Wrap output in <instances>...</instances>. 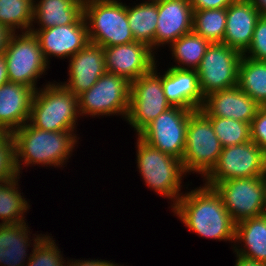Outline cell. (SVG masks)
<instances>
[{
  "mask_svg": "<svg viewBox=\"0 0 266 266\" xmlns=\"http://www.w3.org/2000/svg\"><path fill=\"white\" fill-rule=\"evenodd\" d=\"M172 209L189 231L206 239L235 244L236 223L213 187L204 184L186 192Z\"/></svg>",
  "mask_w": 266,
  "mask_h": 266,
  "instance_id": "cell-1",
  "label": "cell"
},
{
  "mask_svg": "<svg viewBox=\"0 0 266 266\" xmlns=\"http://www.w3.org/2000/svg\"><path fill=\"white\" fill-rule=\"evenodd\" d=\"M74 132L45 131L33 127L29 122L15 130L12 136L18 175L22 170L21 165L25 164V166L41 164L47 167L49 165L55 168L65 165L79 139Z\"/></svg>",
  "mask_w": 266,
  "mask_h": 266,
  "instance_id": "cell-2",
  "label": "cell"
},
{
  "mask_svg": "<svg viewBox=\"0 0 266 266\" xmlns=\"http://www.w3.org/2000/svg\"><path fill=\"white\" fill-rule=\"evenodd\" d=\"M79 115L78 97L61 83L48 82L35 91L28 122L45 131H74Z\"/></svg>",
  "mask_w": 266,
  "mask_h": 266,
  "instance_id": "cell-3",
  "label": "cell"
},
{
  "mask_svg": "<svg viewBox=\"0 0 266 266\" xmlns=\"http://www.w3.org/2000/svg\"><path fill=\"white\" fill-rule=\"evenodd\" d=\"M83 16L90 43L105 48L135 41L127 18V5L120 0H84Z\"/></svg>",
  "mask_w": 266,
  "mask_h": 266,
  "instance_id": "cell-4",
  "label": "cell"
},
{
  "mask_svg": "<svg viewBox=\"0 0 266 266\" xmlns=\"http://www.w3.org/2000/svg\"><path fill=\"white\" fill-rule=\"evenodd\" d=\"M136 144L137 167L142 179L158 195L172 200L173 207L183 195L181 181L186 173L182 161L153 148L139 137Z\"/></svg>",
  "mask_w": 266,
  "mask_h": 266,
  "instance_id": "cell-5",
  "label": "cell"
},
{
  "mask_svg": "<svg viewBox=\"0 0 266 266\" xmlns=\"http://www.w3.org/2000/svg\"><path fill=\"white\" fill-rule=\"evenodd\" d=\"M211 121L200 111L189 116L182 164L185 173H199L204 178L217 163L222 152Z\"/></svg>",
  "mask_w": 266,
  "mask_h": 266,
  "instance_id": "cell-6",
  "label": "cell"
},
{
  "mask_svg": "<svg viewBox=\"0 0 266 266\" xmlns=\"http://www.w3.org/2000/svg\"><path fill=\"white\" fill-rule=\"evenodd\" d=\"M131 82L112 73H104L87 91L78 96L80 116L121 115L126 119Z\"/></svg>",
  "mask_w": 266,
  "mask_h": 266,
  "instance_id": "cell-7",
  "label": "cell"
},
{
  "mask_svg": "<svg viewBox=\"0 0 266 266\" xmlns=\"http://www.w3.org/2000/svg\"><path fill=\"white\" fill-rule=\"evenodd\" d=\"M9 82L37 88V79L49 65L41 51L37 37L32 32L13 33L4 51Z\"/></svg>",
  "mask_w": 266,
  "mask_h": 266,
  "instance_id": "cell-8",
  "label": "cell"
},
{
  "mask_svg": "<svg viewBox=\"0 0 266 266\" xmlns=\"http://www.w3.org/2000/svg\"><path fill=\"white\" fill-rule=\"evenodd\" d=\"M266 155L254 142L227 146L222 149L217 163L203 178L207 186L213 187L229 179L265 176Z\"/></svg>",
  "mask_w": 266,
  "mask_h": 266,
  "instance_id": "cell-9",
  "label": "cell"
},
{
  "mask_svg": "<svg viewBox=\"0 0 266 266\" xmlns=\"http://www.w3.org/2000/svg\"><path fill=\"white\" fill-rule=\"evenodd\" d=\"M157 71L155 65L150 72L131 82L126 121L137 135L162 112L172 107L164 94L162 75Z\"/></svg>",
  "mask_w": 266,
  "mask_h": 266,
  "instance_id": "cell-10",
  "label": "cell"
},
{
  "mask_svg": "<svg viewBox=\"0 0 266 266\" xmlns=\"http://www.w3.org/2000/svg\"><path fill=\"white\" fill-rule=\"evenodd\" d=\"M243 54L223 43H212L196 69L203 96L238 84V67Z\"/></svg>",
  "mask_w": 266,
  "mask_h": 266,
  "instance_id": "cell-11",
  "label": "cell"
},
{
  "mask_svg": "<svg viewBox=\"0 0 266 266\" xmlns=\"http://www.w3.org/2000/svg\"><path fill=\"white\" fill-rule=\"evenodd\" d=\"M193 110L172 106L149 123L137 136L148 145L183 159L189 116Z\"/></svg>",
  "mask_w": 266,
  "mask_h": 266,
  "instance_id": "cell-12",
  "label": "cell"
},
{
  "mask_svg": "<svg viewBox=\"0 0 266 266\" xmlns=\"http://www.w3.org/2000/svg\"><path fill=\"white\" fill-rule=\"evenodd\" d=\"M213 188L236 224L264 215V176L220 181Z\"/></svg>",
  "mask_w": 266,
  "mask_h": 266,
  "instance_id": "cell-13",
  "label": "cell"
},
{
  "mask_svg": "<svg viewBox=\"0 0 266 266\" xmlns=\"http://www.w3.org/2000/svg\"><path fill=\"white\" fill-rule=\"evenodd\" d=\"M30 32L37 37L47 63L51 56L70 59L89 43L87 25L83 15L74 24L48 29H35L33 24Z\"/></svg>",
  "mask_w": 266,
  "mask_h": 266,
  "instance_id": "cell-14",
  "label": "cell"
},
{
  "mask_svg": "<svg viewBox=\"0 0 266 266\" xmlns=\"http://www.w3.org/2000/svg\"><path fill=\"white\" fill-rule=\"evenodd\" d=\"M103 51L107 72L122 76L130 82L150 72L157 64L156 52L137 41L105 47Z\"/></svg>",
  "mask_w": 266,
  "mask_h": 266,
  "instance_id": "cell-15",
  "label": "cell"
},
{
  "mask_svg": "<svg viewBox=\"0 0 266 266\" xmlns=\"http://www.w3.org/2000/svg\"><path fill=\"white\" fill-rule=\"evenodd\" d=\"M259 108L254 99L234 86L205 96L200 111L206 117L229 118L251 124Z\"/></svg>",
  "mask_w": 266,
  "mask_h": 266,
  "instance_id": "cell-16",
  "label": "cell"
},
{
  "mask_svg": "<svg viewBox=\"0 0 266 266\" xmlns=\"http://www.w3.org/2000/svg\"><path fill=\"white\" fill-rule=\"evenodd\" d=\"M69 80L61 84L75 96L89 90L107 72L103 47L88 43L69 61Z\"/></svg>",
  "mask_w": 266,
  "mask_h": 266,
  "instance_id": "cell-17",
  "label": "cell"
},
{
  "mask_svg": "<svg viewBox=\"0 0 266 266\" xmlns=\"http://www.w3.org/2000/svg\"><path fill=\"white\" fill-rule=\"evenodd\" d=\"M193 11L189 0L158 1L155 49L165 44L169 46L181 36L192 32Z\"/></svg>",
  "mask_w": 266,
  "mask_h": 266,
  "instance_id": "cell-18",
  "label": "cell"
},
{
  "mask_svg": "<svg viewBox=\"0 0 266 266\" xmlns=\"http://www.w3.org/2000/svg\"><path fill=\"white\" fill-rule=\"evenodd\" d=\"M35 90L27 85L7 82L0 86V129L13 133L29 121Z\"/></svg>",
  "mask_w": 266,
  "mask_h": 266,
  "instance_id": "cell-19",
  "label": "cell"
},
{
  "mask_svg": "<svg viewBox=\"0 0 266 266\" xmlns=\"http://www.w3.org/2000/svg\"><path fill=\"white\" fill-rule=\"evenodd\" d=\"M164 73L162 86L170 105L193 111L200 110L204 103V96L196 70L170 67Z\"/></svg>",
  "mask_w": 266,
  "mask_h": 266,
  "instance_id": "cell-20",
  "label": "cell"
},
{
  "mask_svg": "<svg viewBox=\"0 0 266 266\" xmlns=\"http://www.w3.org/2000/svg\"><path fill=\"white\" fill-rule=\"evenodd\" d=\"M260 17V13L249 0H235L226 8L223 44L243 54L251 44L253 32Z\"/></svg>",
  "mask_w": 266,
  "mask_h": 266,
  "instance_id": "cell-21",
  "label": "cell"
},
{
  "mask_svg": "<svg viewBox=\"0 0 266 266\" xmlns=\"http://www.w3.org/2000/svg\"><path fill=\"white\" fill-rule=\"evenodd\" d=\"M84 0H34L33 23L39 29L74 24L83 15Z\"/></svg>",
  "mask_w": 266,
  "mask_h": 266,
  "instance_id": "cell-22",
  "label": "cell"
},
{
  "mask_svg": "<svg viewBox=\"0 0 266 266\" xmlns=\"http://www.w3.org/2000/svg\"><path fill=\"white\" fill-rule=\"evenodd\" d=\"M236 242H243L244 248H239ZM234 245L235 254L266 263V215L238 222Z\"/></svg>",
  "mask_w": 266,
  "mask_h": 266,
  "instance_id": "cell-23",
  "label": "cell"
},
{
  "mask_svg": "<svg viewBox=\"0 0 266 266\" xmlns=\"http://www.w3.org/2000/svg\"><path fill=\"white\" fill-rule=\"evenodd\" d=\"M28 228V229H27ZM30 228L26 222L19 224L0 223V265L25 266L30 258L26 249L30 248ZM29 232V233H28ZM26 257L28 258L27 260Z\"/></svg>",
  "mask_w": 266,
  "mask_h": 266,
  "instance_id": "cell-24",
  "label": "cell"
},
{
  "mask_svg": "<svg viewBox=\"0 0 266 266\" xmlns=\"http://www.w3.org/2000/svg\"><path fill=\"white\" fill-rule=\"evenodd\" d=\"M127 18L134 40L146 44L154 51L158 1H144L133 7L127 6Z\"/></svg>",
  "mask_w": 266,
  "mask_h": 266,
  "instance_id": "cell-25",
  "label": "cell"
},
{
  "mask_svg": "<svg viewBox=\"0 0 266 266\" xmlns=\"http://www.w3.org/2000/svg\"><path fill=\"white\" fill-rule=\"evenodd\" d=\"M237 86L260 106H266V61L242 56L238 67Z\"/></svg>",
  "mask_w": 266,
  "mask_h": 266,
  "instance_id": "cell-26",
  "label": "cell"
},
{
  "mask_svg": "<svg viewBox=\"0 0 266 266\" xmlns=\"http://www.w3.org/2000/svg\"><path fill=\"white\" fill-rule=\"evenodd\" d=\"M210 44L209 41L193 31L181 36L170 45L172 57L178 63L171 67L196 70Z\"/></svg>",
  "mask_w": 266,
  "mask_h": 266,
  "instance_id": "cell-27",
  "label": "cell"
},
{
  "mask_svg": "<svg viewBox=\"0 0 266 266\" xmlns=\"http://www.w3.org/2000/svg\"><path fill=\"white\" fill-rule=\"evenodd\" d=\"M18 179V180H17ZM19 176L0 182V220L1 224H19L25 222L24 213L30 205L19 191ZM18 189V190H17Z\"/></svg>",
  "mask_w": 266,
  "mask_h": 266,
  "instance_id": "cell-28",
  "label": "cell"
},
{
  "mask_svg": "<svg viewBox=\"0 0 266 266\" xmlns=\"http://www.w3.org/2000/svg\"><path fill=\"white\" fill-rule=\"evenodd\" d=\"M226 28V8L193 11L192 31L212 43H223Z\"/></svg>",
  "mask_w": 266,
  "mask_h": 266,
  "instance_id": "cell-29",
  "label": "cell"
},
{
  "mask_svg": "<svg viewBox=\"0 0 266 266\" xmlns=\"http://www.w3.org/2000/svg\"><path fill=\"white\" fill-rule=\"evenodd\" d=\"M34 0H0V24L13 33L29 32L33 26Z\"/></svg>",
  "mask_w": 266,
  "mask_h": 266,
  "instance_id": "cell-30",
  "label": "cell"
},
{
  "mask_svg": "<svg viewBox=\"0 0 266 266\" xmlns=\"http://www.w3.org/2000/svg\"><path fill=\"white\" fill-rule=\"evenodd\" d=\"M207 118L223 148L251 141L250 123L222 117Z\"/></svg>",
  "mask_w": 266,
  "mask_h": 266,
  "instance_id": "cell-31",
  "label": "cell"
},
{
  "mask_svg": "<svg viewBox=\"0 0 266 266\" xmlns=\"http://www.w3.org/2000/svg\"><path fill=\"white\" fill-rule=\"evenodd\" d=\"M33 250L26 266H66V260L61 251L49 235H36L33 239Z\"/></svg>",
  "mask_w": 266,
  "mask_h": 266,
  "instance_id": "cell-32",
  "label": "cell"
},
{
  "mask_svg": "<svg viewBox=\"0 0 266 266\" xmlns=\"http://www.w3.org/2000/svg\"><path fill=\"white\" fill-rule=\"evenodd\" d=\"M15 165V143L11 133L0 138V182L18 177Z\"/></svg>",
  "mask_w": 266,
  "mask_h": 266,
  "instance_id": "cell-33",
  "label": "cell"
},
{
  "mask_svg": "<svg viewBox=\"0 0 266 266\" xmlns=\"http://www.w3.org/2000/svg\"><path fill=\"white\" fill-rule=\"evenodd\" d=\"M243 56L257 61H266V16L258 19L251 44Z\"/></svg>",
  "mask_w": 266,
  "mask_h": 266,
  "instance_id": "cell-34",
  "label": "cell"
},
{
  "mask_svg": "<svg viewBox=\"0 0 266 266\" xmlns=\"http://www.w3.org/2000/svg\"><path fill=\"white\" fill-rule=\"evenodd\" d=\"M251 141L259 146L266 155V106H260L250 124Z\"/></svg>",
  "mask_w": 266,
  "mask_h": 266,
  "instance_id": "cell-35",
  "label": "cell"
},
{
  "mask_svg": "<svg viewBox=\"0 0 266 266\" xmlns=\"http://www.w3.org/2000/svg\"><path fill=\"white\" fill-rule=\"evenodd\" d=\"M235 0H189L193 10L227 8Z\"/></svg>",
  "mask_w": 266,
  "mask_h": 266,
  "instance_id": "cell-36",
  "label": "cell"
},
{
  "mask_svg": "<svg viewBox=\"0 0 266 266\" xmlns=\"http://www.w3.org/2000/svg\"><path fill=\"white\" fill-rule=\"evenodd\" d=\"M66 266H119L117 263L114 264L108 260H98V259H91V260H68ZM122 266V265H120Z\"/></svg>",
  "mask_w": 266,
  "mask_h": 266,
  "instance_id": "cell-37",
  "label": "cell"
},
{
  "mask_svg": "<svg viewBox=\"0 0 266 266\" xmlns=\"http://www.w3.org/2000/svg\"><path fill=\"white\" fill-rule=\"evenodd\" d=\"M13 32L3 24H0V54L6 50Z\"/></svg>",
  "mask_w": 266,
  "mask_h": 266,
  "instance_id": "cell-38",
  "label": "cell"
},
{
  "mask_svg": "<svg viewBox=\"0 0 266 266\" xmlns=\"http://www.w3.org/2000/svg\"><path fill=\"white\" fill-rule=\"evenodd\" d=\"M235 266H266V263L236 254Z\"/></svg>",
  "mask_w": 266,
  "mask_h": 266,
  "instance_id": "cell-39",
  "label": "cell"
},
{
  "mask_svg": "<svg viewBox=\"0 0 266 266\" xmlns=\"http://www.w3.org/2000/svg\"><path fill=\"white\" fill-rule=\"evenodd\" d=\"M9 81L6 68V59L3 54H0V86Z\"/></svg>",
  "mask_w": 266,
  "mask_h": 266,
  "instance_id": "cell-40",
  "label": "cell"
},
{
  "mask_svg": "<svg viewBox=\"0 0 266 266\" xmlns=\"http://www.w3.org/2000/svg\"><path fill=\"white\" fill-rule=\"evenodd\" d=\"M261 16H266V0H249Z\"/></svg>",
  "mask_w": 266,
  "mask_h": 266,
  "instance_id": "cell-41",
  "label": "cell"
},
{
  "mask_svg": "<svg viewBox=\"0 0 266 266\" xmlns=\"http://www.w3.org/2000/svg\"><path fill=\"white\" fill-rule=\"evenodd\" d=\"M264 182H265L264 215H266V174L264 176Z\"/></svg>",
  "mask_w": 266,
  "mask_h": 266,
  "instance_id": "cell-42",
  "label": "cell"
},
{
  "mask_svg": "<svg viewBox=\"0 0 266 266\" xmlns=\"http://www.w3.org/2000/svg\"><path fill=\"white\" fill-rule=\"evenodd\" d=\"M5 133L0 129V138L4 135Z\"/></svg>",
  "mask_w": 266,
  "mask_h": 266,
  "instance_id": "cell-43",
  "label": "cell"
},
{
  "mask_svg": "<svg viewBox=\"0 0 266 266\" xmlns=\"http://www.w3.org/2000/svg\"><path fill=\"white\" fill-rule=\"evenodd\" d=\"M149 1H152V2H157V1H160V0H149Z\"/></svg>",
  "mask_w": 266,
  "mask_h": 266,
  "instance_id": "cell-44",
  "label": "cell"
}]
</instances>
